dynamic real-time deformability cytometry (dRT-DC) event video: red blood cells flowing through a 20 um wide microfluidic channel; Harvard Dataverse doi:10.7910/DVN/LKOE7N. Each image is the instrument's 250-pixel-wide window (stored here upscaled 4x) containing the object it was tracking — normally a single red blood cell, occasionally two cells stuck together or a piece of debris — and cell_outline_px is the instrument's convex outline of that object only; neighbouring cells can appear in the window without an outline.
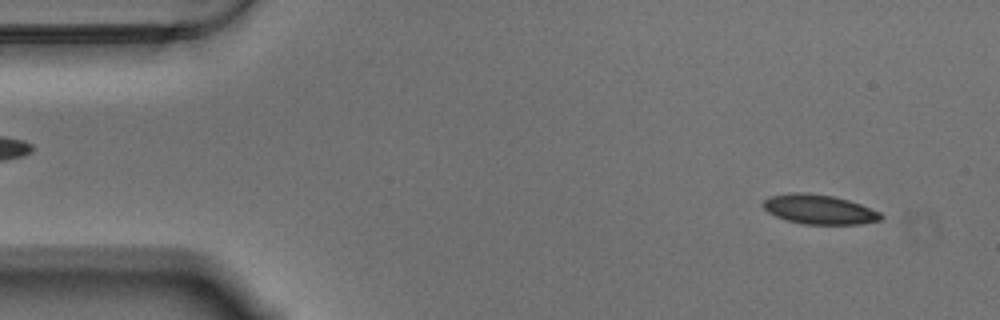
{"species": "Egyptian fruit bat (a non-hibernating species)", "species_latin": "Rousettus aegyptiacus", "temperature_condition": "warm", "stored_images_in_passage": 56, "camera_frame_rate_fps": 3000, "um_per_image_px": 0.085, "animal": {"sex": "male"}, "frame": {"image": 1, "passage_image": 4, "time_ms": 1.0, "image_size_px": [1000, 320], "cell_outline_px": [[884, 216], [880, 220], [860, 224], [804, 224], [788, 220], [776, 216], [768, 212], [760, 204], [764, 200], [772, 196], [788, 192], [808, 192], [832, 196], [848, 200], [860, 204], [880, 212]], "centroid_in_image_um": [69.61, 17.79], "position_along_channel_um": 15.4, "area_um2": 20.23}}
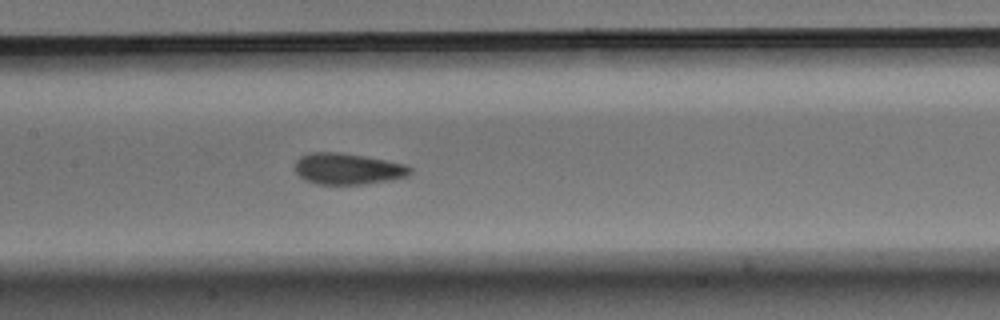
{"frame": {"image": 2, "passage_image": 26, "time_ms": 8.333, "image_size_px": [1000, 320], "cell_outline_px": [[412, 172], [408, 176], [388, 180], [364, 184], [316, 184], [304, 180], [296, 172], [296, 160], [300, 156], [308, 152], [340, 152], [364, 156], [408, 164], [412, 168]], "centroid_in_image_um": [29.57, 14.34], "position_along_channel_um": 177.8, "area_um2": 21.1}}
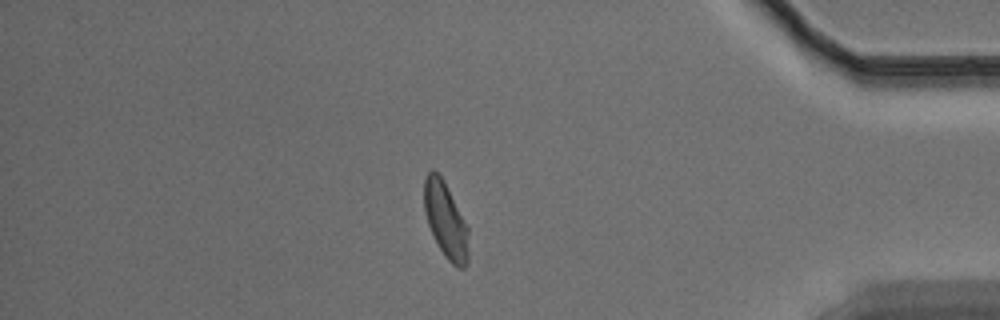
{"frame": {"image": 3, "passage_image": 48, "time_ms": 15.667, "image_size_px": [1000, 320], "cell_outline_px": [[468, 264], [464, 268], [456, 268], [448, 260], [440, 248], [428, 224], [424, 212], [424, 176], [432, 168], [444, 180], [468, 228]], "centroid_in_image_um": [37.88, 18.71], "position_along_channel_um": 397.3, "area_um2": 19.48}, "authors_computed_cell_mechanics": {"area_um2": 20.4323, "velocity_mm_per_s": 3.4926, "shape_relaxation_time_tau1_ms": 3.5488, "shape_relaxation_time_tau2_ms": 1.5834, "deformation_change_tau1": 0.1478, "deformation_change_tau2": 0.0924}}